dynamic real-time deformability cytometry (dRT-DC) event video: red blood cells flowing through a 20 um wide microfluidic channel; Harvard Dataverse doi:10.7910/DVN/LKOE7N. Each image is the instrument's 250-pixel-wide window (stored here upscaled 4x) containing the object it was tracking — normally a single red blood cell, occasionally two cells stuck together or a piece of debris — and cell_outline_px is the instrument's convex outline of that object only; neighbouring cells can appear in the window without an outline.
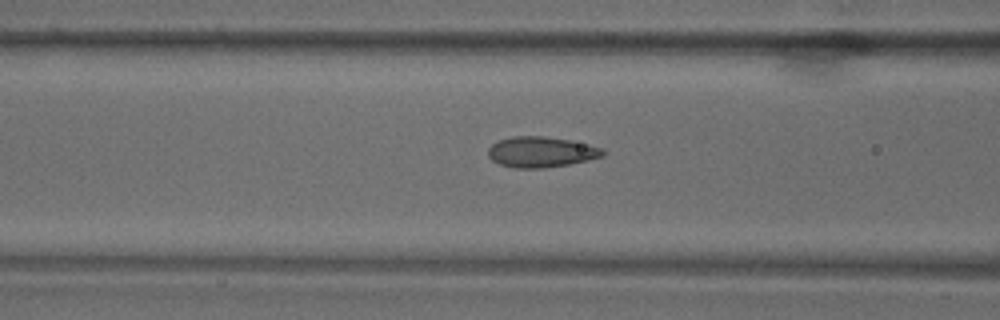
{"species": "common noctule bat (a hibernating species)", "species_latin": "Nyctalus noctula", "temperature_condition": "warm", "stored_images_in_passage": 65, "camera_frame_rate_fps": 3000, "um_per_image_px": 0.085, "animal": {"sex": "male", "body_mass_g": 18.8}, "frame": {"image": 1, "passage_image": 26, "time_ms": 8.333, "image_size_px": [1000, 320], "cell_outline_px": [[608, 152], [604, 156], [588, 160], [568, 164], [544, 168], [516, 168], [500, 164], [492, 160], [488, 156], [488, 148], [496, 140], [512, 136], [544, 136], [572, 140], [604, 148]], "centroid_in_image_um": [46.02, 12.91], "position_along_channel_um": 120.6, "area_um2": 20.75}}
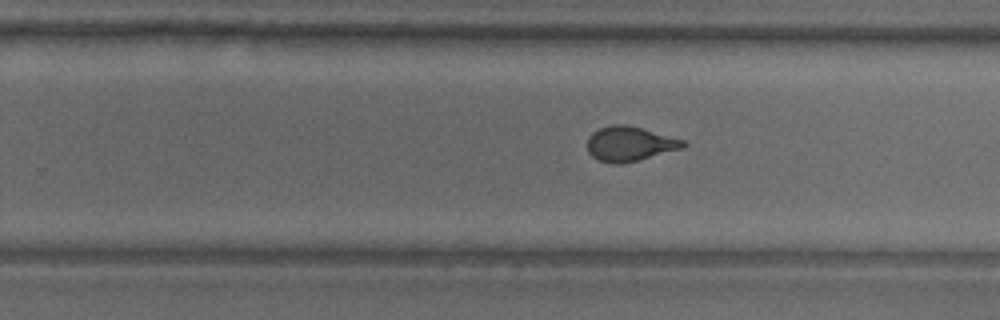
{"frame": {"image": 2, "passage_image": 41, "time_ms": 13.333, "image_size_px": [1000, 320], "cell_outline_px": [[688, 144], [684, 148], [620, 164], [616, 164], [600, 160], [592, 156], [588, 152], [588, 136], [592, 132], [600, 128], [612, 124], [628, 124], [684, 140]], "centroid_in_image_um": [53.53, 12.21], "position_along_channel_um": 276.3, "area_um2": 19.25}}
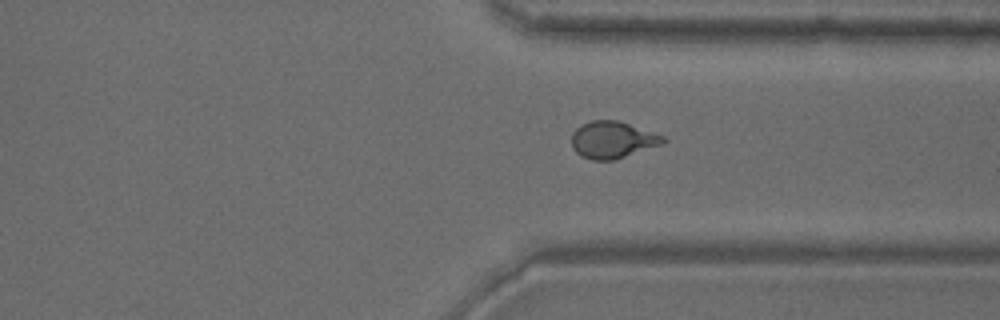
{"frame": {"image": 3, "passage_image": 49, "time_ms": 16.0, "image_size_px": [1000, 320], "cell_outline_px": [[668, 140], [664, 144], [612, 160], [592, 160], [580, 156], [572, 148], [572, 132], [580, 124], [592, 120], [616, 120], [664, 136]], "centroid_in_image_um": [52.04, 11.89], "position_along_channel_um": 359.4, "area_um2": 19.65}}